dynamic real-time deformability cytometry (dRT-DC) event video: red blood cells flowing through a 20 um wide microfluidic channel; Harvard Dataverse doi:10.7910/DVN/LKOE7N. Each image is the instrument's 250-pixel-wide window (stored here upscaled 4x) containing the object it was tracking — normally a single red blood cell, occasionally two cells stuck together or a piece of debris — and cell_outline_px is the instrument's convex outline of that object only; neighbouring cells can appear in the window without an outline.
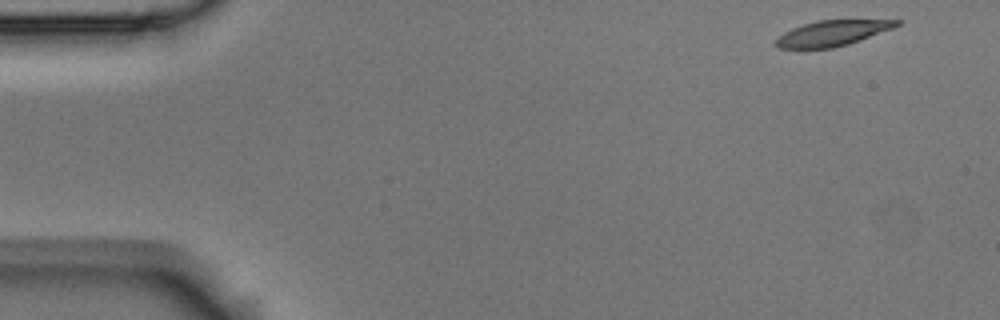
{"species": "Egyptian fruit bat (a non-hibernating species)", "species_latin": "Rousettus aegyptiacus", "temperature_condition": "room temperature", "stored_images_in_passage": 6, "camera_frame_rate_fps": 3000, "um_per_image_px": 0.085, "animal": {"sex": "male"}, "frame": {"image": 1, "passage_image": 1, "time_ms": 0.0, "image_size_px": [1000, 320], "cell_outline_px": [[900, 24], [892, 28], [860, 40], [848, 44], [832, 48], [780, 48], [772, 44], [784, 32], [792, 28], [816, 20], [900, 20]], "centroid_in_image_um": [70.71, 2.82], "position_along_channel_um": 14.3, "area_um2": 17.69}}
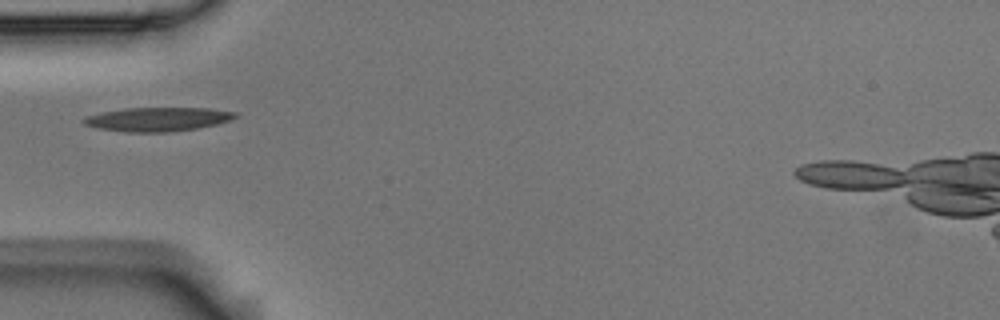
{"frame": {"image": 2, "passage_image": 5, "time_ms": 1.333, "image_size_px": [1000, 320], "cell_outline_px": [[240, 116], [216, 124], [196, 128], [168, 132], [124, 132], [96, 128], [84, 124], [80, 120], [84, 116], [100, 112], [124, 108], [208, 108], [240, 112]], "centroid_in_image_um": [13.37, 10.13], "position_along_channel_um": 71.6, "area_um2": 21.39}}
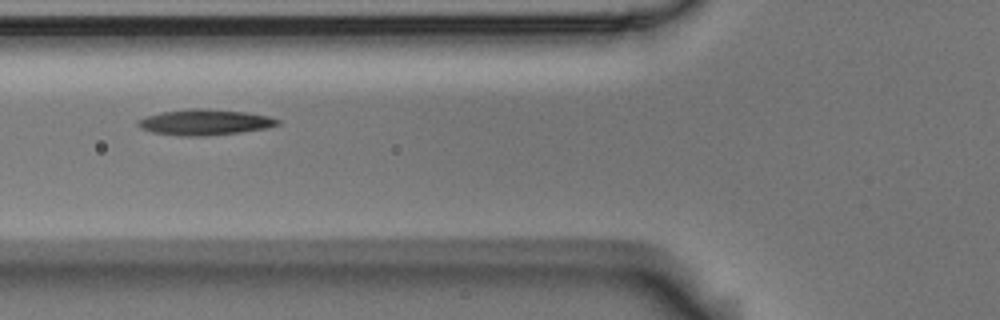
{"frame": {"image": 3, "passage_image": 6, "time_ms": 1.667, "image_size_px": [1000, 320], "cell_outline_px": [[280, 124], [268, 128], [240, 132], [208, 136], [180, 136], [152, 132], [140, 128], [136, 124], [136, 120], [144, 116], [160, 112], [192, 108], [200, 108], [244, 112], [268, 116], [280, 120]], "centroid_in_image_um": [17.36, 10.39], "position_along_channel_um": 108.4, "area_um2": 21.1}}